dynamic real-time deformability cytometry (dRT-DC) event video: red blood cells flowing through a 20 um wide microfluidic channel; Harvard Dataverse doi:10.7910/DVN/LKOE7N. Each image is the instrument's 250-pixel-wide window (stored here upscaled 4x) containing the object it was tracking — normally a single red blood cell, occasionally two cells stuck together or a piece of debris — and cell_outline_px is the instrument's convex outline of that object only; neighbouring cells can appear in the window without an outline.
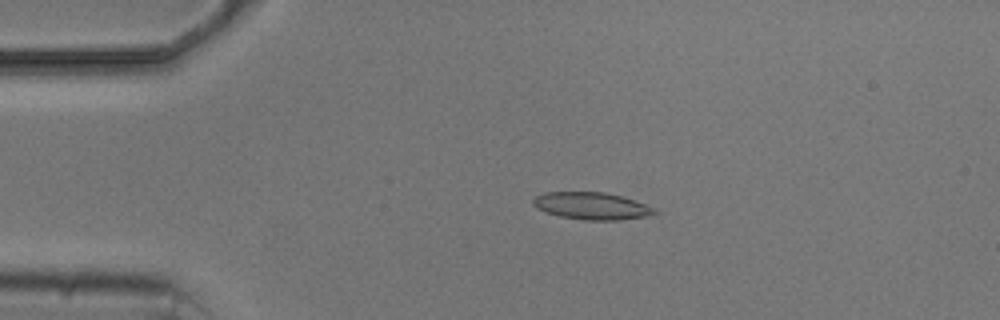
{"species": "common noctule bat (a hibernating species)", "species_latin": "Nyctalus noctula", "temperature_condition": "cold", "stored_images_in_passage": 3, "camera_frame_rate_fps": 3000, "um_per_image_px": 0.085, "animal": {"sex": "male", "body_mass_g": 20.5, "forearm_length_mm": 52.5}, "frame": {"image": 1, "passage_image": 3, "time_ms": 3.0, "image_size_px": [1000, 320], "cell_outline_px": [[656, 212], [652, 216], [620, 220], [584, 220], [560, 216], [544, 212], [536, 208], [532, 204], [532, 200], [536, 196], [544, 192], [604, 192], [620, 196], [644, 204], [652, 208]], "centroid_in_image_um": [50.24, 17.51], "position_along_channel_um": 34.8, "area_um2": 19.19}}